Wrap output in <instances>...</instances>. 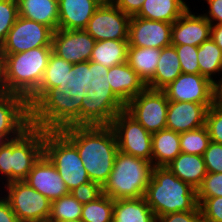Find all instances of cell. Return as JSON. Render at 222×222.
<instances>
[{
    "label": "cell",
    "instance_id": "37",
    "mask_svg": "<svg viewBox=\"0 0 222 222\" xmlns=\"http://www.w3.org/2000/svg\"><path fill=\"white\" fill-rule=\"evenodd\" d=\"M18 16L17 0H0V47Z\"/></svg>",
    "mask_w": 222,
    "mask_h": 222
},
{
    "label": "cell",
    "instance_id": "25",
    "mask_svg": "<svg viewBox=\"0 0 222 222\" xmlns=\"http://www.w3.org/2000/svg\"><path fill=\"white\" fill-rule=\"evenodd\" d=\"M166 167L179 179L197 188L207 175L204 158L201 155L180 153Z\"/></svg>",
    "mask_w": 222,
    "mask_h": 222
},
{
    "label": "cell",
    "instance_id": "8",
    "mask_svg": "<svg viewBox=\"0 0 222 222\" xmlns=\"http://www.w3.org/2000/svg\"><path fill=\"white\" fill-rule=\"evenodd\" d=\"M44 154L55 165L69 192L90 181L77 148L60 131L45 130Z\"/></svg>",
    "mask_w": 222,
    "mask_h": 222
},
{
    "label": "cell",
    "instance_id": "21",
    "mask_svg": "<svg viewBox=\"0 0 222 222\" xmlns=\"http://www.w3.org/2000/svg\"><path fill=\"white\" fill-rule=\"evenodd\" d=\"M105 0H58V29H85L94 12Z\"/></svg>",
    "mask_w": 222,
    "mask_h": 222
},
{
    "label": "cell",
    "instance_id": "15",
    "mask_svg": "<svg viewBox=\"0 0 222 222\" xmlns=\"http://www.w3.org/2000/svg\"><path fill=\"white\" fill-rule=\"evenodd\" d=\"M96 40L84 29H57L52 37V52L73 64L89 61Z\"/></svg>",
    "mask_w": 222,
    "mask_h": 222
},
{
    "label": "cell",
    "instance_id": "48",
    "mask_svg": "<svg viewBox=\"0 0 222 222\" xmlns=\"http://www.w3.org/2000/svg\"><path fill=\"white\" fill-rule=\"evenodd\" d=\"M213 105L222 110V78L214 82Z\"/></svg>",
    "mask_w": 222,
    "mask_h": 222
},
{
    "label": "cell",
    "instance_id": "38",
    "mask_svg": "<svg viewBox=\"0 0 222 222\" xmlns=\"http://www.w3.org/2000/svg\"><path fill=\"white\" fill-rule=\"evenodd\" d=\"M179 57L182 73L200 74L197 60L198 47L193 45H173Z\"/></svg>",
    "mask_w": 222,
    "mask_h": 222
},
{
    "label": "cell",
    "instance_id": "36",
    "mask_svg": "<svg viewBox=\"0 0 222 222\" xmlns=\"http://www.w3.org/2000/svg\"><path fill=\"white\" fill-rule=\"evenodd\" d=\"M206 126L180 133V148L182 153L203 156L210 143Z\"/></svg>",
    "mask_w": 222,
    "mask_h": 222
},
{
    "label": "cell",
    "instance_id": "51",
    "mask_svg": "<svg viewBox=\"0 0 222 222\" xmlns=\"http://www.w3.org/2000/svg\"><path fill=\"white\" fill-rule=\"evenodd\" d=\"M57 222H82L80 219L75 220H63V221H57Z\"/></svg>",
    "mask_w": 222,
    "mask_h": 222
},
{
    "label": "cell",
    "instance_id": "24",
    "mask_svg": "<svg viewBox=\"0 0 222 222\" xmlns=\"http://www.w3.org/2000/svg\"><path fill=\"white\" fill-rule=\"evenodd\" d=\"M72 66L73 63L60 58L52 52L38 90L27 100L29 108L48 89L56 88L62 92H65L67 73H69Z\"/></svg>",
    "mask_w": 222,
    "mask_h": 222
},
{
    "label": "cell",
    "instance_id": "7",
    "mask_svg": "<svg viewBox=\"0 0 222 222\" xmlns=\"http://www.w3.org/2000/svg\"><path fill=\"white\" fill-rule=\"evenodd\" d=\"M30 126L46 131L76 126L75 99L67 92L48 89L30 107Z\"/></svg>",
    "mask_w": 222,
    "mask_h": 222
},
{
    "label": "cell",
    "instance_id": "22",
    "mask_svg": "<svg viewBox=\"0 0 222 222\" xmlns=\"http://www.w3.org/2000/svg\"><path fill=\"white\" fill-rule=\"evenodd\" d=\"M107 78L113 93L125 105L146 88L127 62L110 67Z\"/></svg>",
    "mask_w": 222,
    "mask_h": 222
},
{
    "label": "cell",
    "instance_id": "49",
    "mask_svg": "<svg viewBox=\"0 0 222 222\" xmlns=\"http://www.w3.org/2000/svg\"><path fill=\"white\" fill-rule=\"evenodd\" d=\"M210 37L216 45L222 50V24H211Z\"/></svg>",
    "mask_w": 222,
    "mask_h": 222
},
{
    "label": "cell",
    "instance_id": "47",
    "mask_svg": "<svg viewBox=\"0 0 222 222\" xmlns=\"http://www.w3.org/2000/svg\"><path fill=\"white\" fill-rule=\"evenodd\" d=\"M0 222H20L4 196H0Z\"/></svg>",
    "mask_w": 222,
    "mask_h": 222
},
{
    "label": "cell",
    "instance_id": "44",
    "mask_svg": "<svg viewBox=\"0 0 222 222\" xmlns=\"http://www.w3.org/2000/svg\"><path fill=\"white\" fill-rule=\"evenodd\" d=\"M156 222H205L198 206L195 210L175 212L156 217Z\"/></svg>",
    "mask_w": 222,
    "mask_h": 222
},
{
    "label": "cell",
    "instance_id": "11",
    "mask_svg": "<svg viewBox=\"0 0 222 222\" xmlns=\"http://www.w3.org/2000/svg\"><path fill=\"white\" fill-rule=\"evenodd\" d=\"M120 152L146 159L152 163V134L125 110L110 124Z\"/></svg>",
    "mask_w": 222,
    "mask_h": 222
},
{
    "label": "cell",
    "instance_id": "6",
    "mask_svg": "<svg viewBox=\"0 0 222 222\" xmlns=\"http://www.w3.org/2000/svg\"><path fill=\"white\" fill-rule=\"evenodd\" d=\"M109 68L91 61L90 88L81 101V126L110 125L125 104L113 93L107 73Z\"/></svg>",
    "mask_w": 222,
    "mask_h": 222
},
{
    "label": "cell",
    "instance_id": "46",
    "mask_svg": "<svg viewBox=\"0 0 222 222\" xmlns=\"http://www.w3.org/2000/svg\"><path fill=\"white\" fill-rule=\"evenodd\" d=\"M209 10L202 14L211 24H222V0H206Z\"/></svg>",
    "mask_w": 222,
    "mask_h": 222
},
{
    "label": "cell",
    "instance_id": "42",
    "mask_svg": "<svg viewBox=\"0 0 222 222\" xmlns=\"http://www.w3.org/2000/svg\"><path fill=\"white\" fill-rule=\"evenodd\" d=\"M203 158L207 173H222V144L210 141Z\"/></svg>",
    "mask_w": 222,
    "mask_h": 222
},
{
    "label": "cell",
    "instance_id": "26",
    "mask_svg": "<svg viewBox=\"0 0 222 222\" xmlns=\"http://www.w3.org/2000/svg\"><path fill=\"white\" fill-rule=\"evenodd\" d=\"M91 61L73 64L66 78V90L76 104V126H81V101L87 96L90 88Z\"/></svg>",
    "mask_w": 222,
    "mask_h": 222
},
{
    "label": "cell",
    "instance_id": "43",
    "mask_svg": "<svg viewBox=\"0 0 222 222\" xmlns=\"http://www.w3.org/2000/svg\"><path fill=\"white\" fill-rule=\"evenodd\" d=\"M70 193L81 204H86L96 200L102 195V186L96 182L89 181L84 184H80L78 187L71 190Z\"/></svg>",
    "mask_w": 222,
    "mask_h": 222
},
{
    "label": "cell",
    "instance_id": "17",
    "mask_svg": "<svg viewBox=\"0 0 222 222\" xmlns=\"http://www.w3.org/2000/svg\"><path fill=\"white\" fill-rule=\"evenodd\" d=\"M172 23L133 16L129 22V46L162 49L171 45Z\"/></svg>",
    "mask_w": 222,
    "mask_h": 222
},
{
    "label": "cell",
    "instance_id": "32",
    "mask_svg": "<svg viewBox=\"0 0 222 222\" xmlns=\"http://www.w3.org/2000/svg\"><path fill=\"white\" fill-rule=\"evenodd\" d=\"M128 40L96 41L89 61L100 63L106 68L127 62Z\"/></svg>",
    "mask_w": 222,
    "mask_h": 222
},
{
    "label": "cell",
    "instance_id": "41",
    "mask_svg": "<svg viewBox=\"0 0 222 222\" xmlns=\"http://www.w3.org/2000/svg\"><path fill=\"white\" fill-rule=\"evenodd\" d=\"M205 126L210 140L222 144V110L212 105L206 114Z\"/></svg>",
    "mask_w": 222,
    "mask_h": 222
},
{
    "label": "cell",
    "instance_id": "18",
    "mask_svg": "<svg viewBox=\"0 0 222 222\" xmlns=\"http://www.w3.org/2000/svg\"><path fill=\"white\" fill-rule=\"evenodd\" d=\"M24 181L51 202L70 193L55 165L45 154L34 164Z\"/></svg>",
    "mask_w": 222,
    "mask_h": 222
},
{
    "label": "cell",
    "instance_id": "13",
    "mask_svg": "<svg viewBox=\"0 0 222 222\" xmlns=\"http://www.w3.org/2000/svg\"><path fill=\"white\" fill-rule=\"evenodd\" d=\"M130 18L110 0H105L84 30L96 41L128 40Z\"/></svg>",
    "mask_w": 222,
    "mask_h": 222
},
{
    "label": "cell",
    "instance_id": "19",
    "mask_svg": "<svg viewBox=\"0 0 222 222\" xmlns=\"http://www.w3.org/2000/svg\"><path fill=\"white\" fill-rule=\"evenodd\" d=\"M188 8L172 23L171 45L200 46L211 35V23L202 15Z\"/></svg>",
    "mask_w": 222,
    "mask_h": 222
},
{
    "label": "cell",
    "instance_id": "39",
    "mask_svg": "<svg viewBox=\"0 0 222 222\" xmlns=\"http://www.w3.org/2000/svg\"><path fill=\"white\" fill-rule=\"evenodd\" d=\"M196 198L205 222H222V196Z\"/></svg>",
    "mask_w": 222,
    "mask_h": 222
},
{
    "label": "cell",
    "instance_id": "9",
    "mask_svg": "<svg viewBox=\"0 0 222 222\" xmlns=\"http://www.w3.org/2000/svg\"><path fill=\"white\" fill-rule=\"evenodd\" d=\"M4 198L10 203L20 222H48L51 201L32 188L26 181H13L4 185Z\"/></svg>",
    "mask_w": 222,
    "mask_h": 222
},
{
    "label": "cell",
    "instance_id": "28",
    "mask_svg": "<svg viewBox=\"0 0 222 222\" xmlns=\"http://www.w3.org/2000/svg\"><path fill=\"white\" fill-rule=\"evenodd\" d=\"M181 73V65L175 46L169 45L161 49L154 77L146 87L154 90H163Z\"/></svg>",
    "mask_w": 222,
    "mask_h": 222
},
{
    "label": "cell",
    "instance_id": "31",
    "mask_svg": "<svg viewBox=\"0 0 222 222\" xmlns=\"http://www.w3.org/2000/svg\"><path fill=\"white\" fill-rule=\"evenodd\" d=\"M161 49L129 46L127 63L147 85L154 77Z\"/></svg>",
    "mask_w": 222,
    "mask_h": 222
},
{
    "label": "cell",
    "instance_id": "40",
    "mask_svg": "<svg viewBox=\"0 0 222 222\" xmlns=\"http://www.w3.org/2000/svg\"><path fill=\"white\" fill-rule=\"evenodd\" d=\"M222 196V173H207L196 190V197Z\"/></svg>",
    "mask_w": 222,
    "mask_h": 222
},
{
    "label": "cell",
    "instance_id": "16",
    "mask_svg": "<svg viewBox=\"0 0 222 222\" xmlns=\"http://www.w3.org/2000/svg\"><path fill=\"white\" fill-rule=\"evenodd\" d=\"M30 127V108L27 100L17 94H0V134L9 140L18 138Z\"/></svg>",
    "mask_w": 222,
    "mask_h": 222
},
{
    "label": "cell",
    "instance_id": "20",
    "mask_svg": "<svg viewBox=\"0 0 222 222\" xmlns=\"http://www.w3.org/2000/svg\"><path fill=\"white\" fill-rule=\"evenodd\" d=\"M213 104L169 101L166 129L183 133L205 125L208 108Z\"/></svg>",
    "mask_w": 222,
    "mask_h": 222
},
{
    "label": "cell",
    "instance_id": "1",
    "mask_svg": "<svg viewBox=\"0 0 222 222\" xmlns=\"http://www.w3.org/2000/svg\"><path fill=\"white\" fill-rule=\"evenodd\" d=\"M59 131L77 148L90 181L103 186L119 151L111 126H68Z\"/></svg>",
    "mask_w": 222,
    "mask_h": 222
},
{
    "label": "cell",
    "instance_id": "23",
    "mask_svg": "<svg viewBox=\"0 0 222 222\" xmlns=\"http://www.w3.org/2000/svg\"><path fill=\"white\" fill-rule=\"evenodd\" d=\"M18 14L41 23L54 32L59 25L58 0H17Z\"/></svg>",
    "mask_w": 222,
    "mask_h": 222
},
{
    "label": "cell",
    "instance_id": "14",
    "mask_svg": "<svg viewBox=\"0 0 222 222\" xmlns=\"http://www.w3.org/2000/svg\"><path fill=\"white\" fill-rule=\"evenodd\" d=\"M163 91L169 101L213 104L214 82L200 74L181 73Z\"/></svg>",
    "mask_w": 222,
    "mask_h": 222
},
{
    "label": "cell",
    "instance_id": "50",
    "mask_svg": "<svg viewBox=\"0 0 222 222\" xmlns=\"http://www.w3.org/2000/svg\"><path fill=\"white\" fill-rule=\"evenodd\" d=\"M10 141L5 135L0 134V148Z\"/></svg>",
    "mask_w": 222,
    "mask_h": 222
},
{
    "label": "cell",
    "instance_id": "45",
    "mask_svg": "<svg viewBox=\"0 0 222 222\" xmlns=\"http://www.w3.org/2000/svg\"><path fill=\"white\" fill-rule=\"evenodd\" d=\"M115 6H117L122 12L128 16H136L145 0H110Z\"/></svg>",
    "mask_w": 222,
    "mask_h": 222
},
{
    "label": "cell",
    "instance_id": "2",
    "mask_svg": "<svg viewBox=\"0 0 222 222\" xmlns=\"http://www.w3.org/2000/svg\"><path fill=\"white\" fill-rule=\"evenodd\" d=\"M52 47H37L16 54H0L1 87L28 100L39 88Z\"/></svg>",
    "mask_w": 222,
    "mask_h": 222
},
{
    "label": "cell",
    "instance_id": "35",
    "mask_svg": "<svg viewBox=\"0 0 222 222\" xmlns=\"http://www.w3.org/2000/svg\"><path fill=\"white\" fill-rule=\"evenodd\" d=\"M83 204L71 193L51 202V213L48 222L81 219Z\"/></svg>",
    "mask_w": 222,
    "mask_h": 222
},
{
    "label": "cell",
    "instance_id": "30",
    "mask_svg": "<svg viewBox=\"0 0 222 222\" xmlns=\"http://www.w3.org/2000/svg\"><path fill=\"white\" fill-rule=\"evenodd\" d=\"M188 8L184 0H145L136 17L173 23Z\"/></svg>",
    "mask_w": 222,
    "mask_h": 222
},
{
    "label": "cell",
    "instance_id": "27",
    "mask_svg": "<svg viewBox=\"0 0 222 222\" xmlns=\"http://www.w3.org/2000/svg\"><path fill=\"white\" fill-rule=\"evenodd\" d=\"M112 222H156L145 197L114 200Z\"/></svg>",
    "mask_w": 222,
    "mask_h": 222
},
{
    "label": "cell",
    "instance_id": "3",
    "mask_svg": "<svg viewBox=\"0 0 222 222\" xmlns=\"http://www.w3.org/2000/svg\"><path fill=\"white\" fill-rule=\"evenodd\" d=\"M145 199L156 217L195 210L196 190L175 176L166 166L154 167Z\"/></svg>",
    "mask_w": 222,
    "mask_h": 222
},
{
    "label": "cell",
    "instance_id": "4",
    "mask_svg": "<svg viewBox=\"0 0 222 222\" xmlns=\"http://www.w3.org/2000/svg\"><path fill=\"white\" fill-rule=\"evenodd\" d=\"M45 130L30 126L18 138L0 148L2 184L25 180L34 164L44 154ZM7 178V179H6Z\"/></svg>",
    "mask_w": 222,
    "mask_h": 222
},
{
    "label": "cell",
    "instance_id": "5",
    "mask_svg": "<svg viewBox=\"0 0 222 222\" xmlns=\"http://www.w3.org/2000/svg\"><path fill=\"white\" fill-rule=\"evenodd\" d=\"M153 168L146 159L118 151L110 176L102 186V194L113 200L144 197Z\"/></svg>",
    "mask_w": 222,
    "mask_h": 222
},
{
    "label": "cell",
    "instance_id": "34",
    "mask_svg": "<svg viewBox=\"0 0 222 222\" xmlns=\"http://www.w3.org/2000/svg\"><path fill=\"white\" fill-rule=\"evenodd\" d=\"M114 200L102 194L96 200L83 204L82 222H112Z\"/></svg>",
    "mask_w": 222,
    "mask_h": 222
},
{
    "label": "cell",
    "instance_id": "52",
    "mask_svg": "<svg viewBox=\"0 0 222 222\" xmlns=\"http://www.w3.org/2000/svg\"><path fill=\"white\" fill-rule=\"evenodd\" d=\"M3 92L2 87H1V72H0V94Z\"/></svg>",
    "mask_w": 222,
    "mask_h": 222
},
{
    "label": "cell",
    "instance_id": "10",
    "mask_svg": "<svg viewBox=\"0 0 222 222\" xmlns=\"http://www.w3.org/2000/svg\"><path fill=\"white\" fill-rule=\"evenodd\" d=\"M168 103L163 90L146 87L125 105V111L153 134L166 129Z\"/></svg>",
    "mask_w": 222,
    "mask_h": 222
},
{
    "label": "cell",
    "instance_id": "33",
    "mask_svg": "<svg viewBox=\"0 0 222 222\" xmlns=\"http://www.w3.org/2000/svg\"><path fill=\"white\" fill-rule=\"evenodd\" d=\"M197 60L199 64L200 75L215 82L216 73L222 74V50L210 37L198 46ZM215 76V78L213 77Z\"/></svg>",
    "mask_w": 222,
    "mask_h": 222
},
{
    "label": "cell",
    "instance_id": "29",
    "mask_svg": "<svg viewBox=\"0 0 222 222\" xmlns=\"http://www.w3.org/2000/svg\"><path fill=\"white\" fill-rule=\"evenodd\" d=\"M152 164L154 167H164L180 153V134L163 129L152 134Z\"/></svg>",
    "mask_w": 222,
    "mask_h": 222
},
{
    "label": "cell",
    "instance_id": "12",
    "mask_svg": "<svg viewBox=\"0 0 222 222\" xmlns=\"http://www.w3.org/2000/svg\"><path fill=\"white\" fill-rule=\"evenodd\" d=\"M54 31L36 21L20 17L7 33L0 54H16L37 47H52Z\"/></svg>",
    "mask_w": 222,
    "mask_h": 222
}]
</instances>
